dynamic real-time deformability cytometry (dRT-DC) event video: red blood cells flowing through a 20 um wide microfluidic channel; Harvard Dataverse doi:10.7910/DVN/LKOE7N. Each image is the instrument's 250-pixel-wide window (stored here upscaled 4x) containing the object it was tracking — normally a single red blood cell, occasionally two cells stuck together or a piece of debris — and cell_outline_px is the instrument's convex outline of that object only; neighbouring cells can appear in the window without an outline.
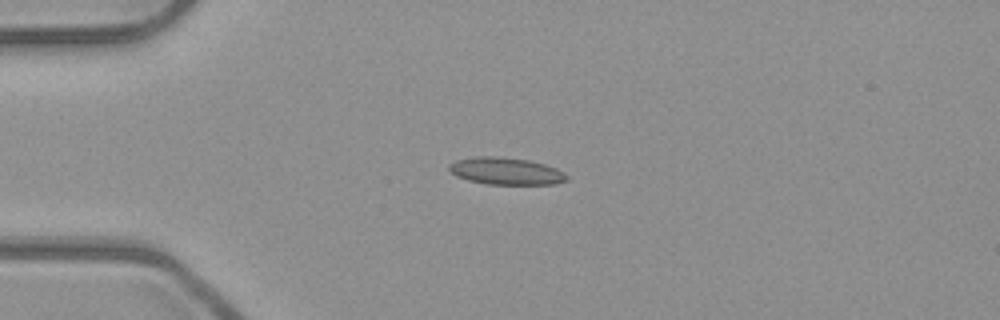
{"species": "common noctule bat (a hibernating species)", "species_latin": "Nyctalus noctula", "temperature_condition": "room temperature", "stored_images_in_passage": 43, "camera_frame_rate_fps": 3000, "um_per_image_px": 0.085, "animal": {"sex": "male", "body_mass_g": 23.1, "forearm_length_mm": 52.7}, "frame": {"image": 1, "passage_image": 4, "time_ms": 1.0, "image_size_px": [1000, 320], "cell_outline_px": [[568, 180], [556, 184], [488, 184], [468, 180], [456, 176], [448, 168], [448, 164], [456, 160], [476, 156], [496, 156], [528, 160], [544, 164], [556, 168], [564, 172], [568, 176]], "centroid_in_image_um": [43.01, 14.54], "position_along_channel_um": 42.0, "area_um2": 18.61}}
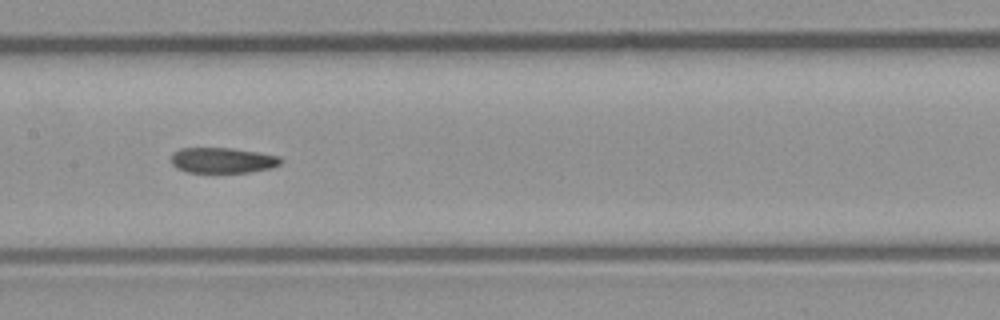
{"frame": {"image": 2, "passage_image": 17, "time_ms": 5.333, "image_size_px": [1000, 320], "cell_outline_px": [[284, 160], [280, 164], [272, 168], [248, 172], [188, 172], [176, 168], [172, 164], [172, 156], [180, 148], [232, 148], [260, 152], [280, 156]], "centroid_in_image_um": [18.98, 13.62], "position_along_channel_um": 188.4, "area_um2": 16.3}}
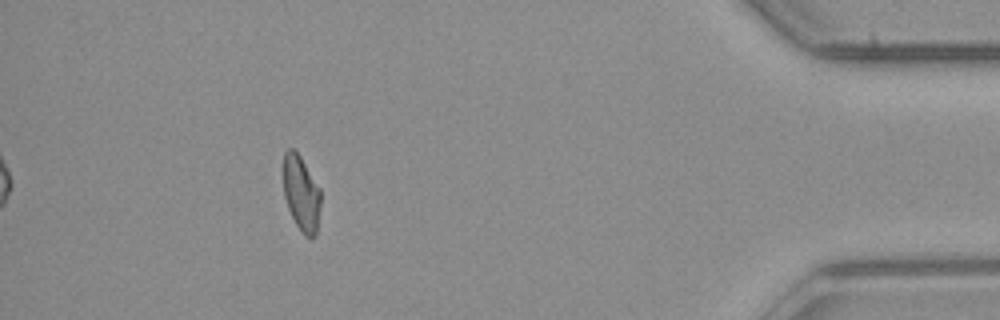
{"frame": {"image": 3, "passage_image": 38, "time_ms": 12.333, "image_size_px": [1000, 320], "cell_outline_px": [[320, 204], [316, 236], [304, 236], [296, 224], [288, 208], [284, 196], [284, 152], [288, 148], [292, 148], [300, 156], [320, 188]], "centroid_in_image_um": [25.61, 16.44], "position_along_channel_um": 409.6, "area_um2": 16.18}, "authors_computed_cell_mechanics": {"area_um2": 17.34, "velocity_mm_per_s": 3.9802, "shape_relaxation_time_tau1_ms": null, "shape_relaxation_time_tau2_ms": 10.0306, "deformation_change_tau1": null, "deformation_change_tau2": 0.1856}}